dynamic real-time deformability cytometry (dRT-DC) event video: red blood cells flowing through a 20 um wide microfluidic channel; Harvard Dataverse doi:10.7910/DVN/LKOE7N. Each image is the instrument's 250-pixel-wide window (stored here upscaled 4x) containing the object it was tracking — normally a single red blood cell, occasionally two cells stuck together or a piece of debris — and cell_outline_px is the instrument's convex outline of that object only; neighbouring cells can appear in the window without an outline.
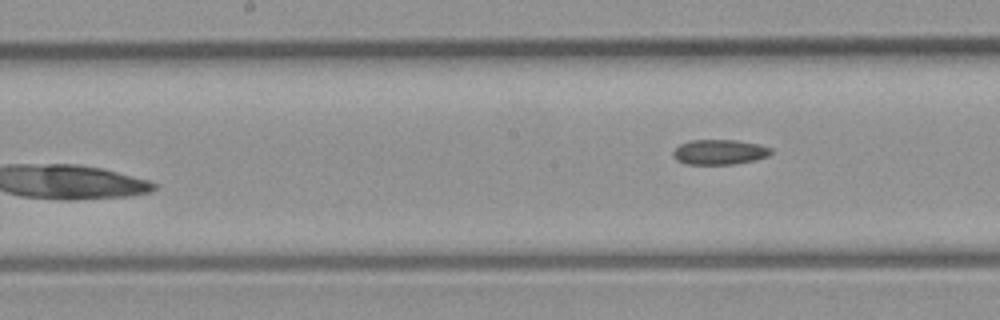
{"species": "common noctule bat (a hibernating species)", "species_latin": "Nyctalus noctula", "temperature_condition": "room temperature", "stored_images_in_passage": 17, "segment_of_instrument_passage": [2, 2], "camera_frame_rate_fps": 3000, "um_per_image_px": 0.085, "animal": {"sex": "male", "body_mass_g": 23.1, "forearm_length_mm": 52.7}, "frame": {"image": 1, "passage_image": 17, "time_ms": 5.333, "image_size_px": [1000, 320], "cell_outline_px": [[772, 152], [768, 156], [752, 160], [732, 164], [684, 164], [676, 160], [672, 156], [672, 152], [680, 144], [692, 140], [736, 140], [760, 144], [772, 148]], "centroid_in_image_um": [61.13, 12.92], "position_along_channel_um": 187.1, "area_um2": 14.28}}